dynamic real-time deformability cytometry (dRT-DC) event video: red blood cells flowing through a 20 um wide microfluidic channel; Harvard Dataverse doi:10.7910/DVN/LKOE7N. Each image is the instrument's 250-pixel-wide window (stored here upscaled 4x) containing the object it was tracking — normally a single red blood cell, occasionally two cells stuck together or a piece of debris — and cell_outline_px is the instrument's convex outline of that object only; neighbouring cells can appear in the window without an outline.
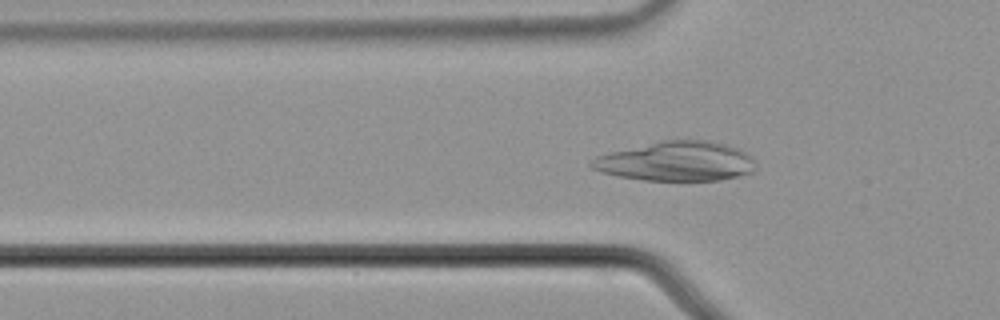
{"species": "common noctule bat (a hibernating species)", "species_latin": "Nyctalus noctula", "temperature_condition": "cold", "stored_images_in_passage": 48, "camera_frame_rate_fps": 3000, "um_per_image_px": 0.085, "animal": {"sex": "male", "body_mass_g": 21.5, "forearm_length_mm": 52.0}, "frame": {"image": 1, "passage_image": 15, "time_ms": 4.667, "image_size_px": [1000, 320], "cell_outline_px": [[756, 168], [752, 172], [720, 180], [644, 180], [616, 176], [600, 172], [592, 168], [588, 164], [596, 156], [660, 140], [708, 140], [724, 144], [736, 148], [744, 152], [752, 160]], "centroid_in_image_um": [57.44, 13.71], "position_along_channel_um": 68.4, "area_um2": 37.45}}
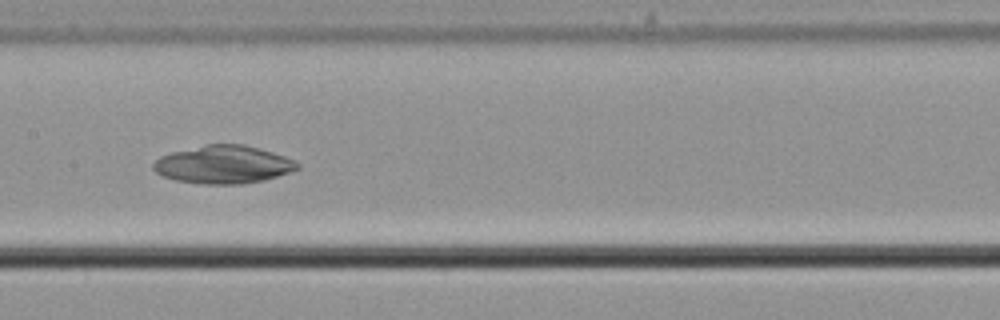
{"frame": {"image": 2, "passage_image": 25, "time_ms": 8.0, "image_size_px": [1000, 320], "cell_outline_px": [[300, 168], [264, 180], [244, 184], [204, 184], [176, 180], [164, 176], [156, 172], [152, 168], [152, 164], [160, 156], [172, 152], [204, 144], [244, 144], [272, 152], [296, 160], [300, 164]], "centroid_in_image_um": [18.99, 13.98], "position_along_channel_um": 188.4, "area_um2": 31.85}}
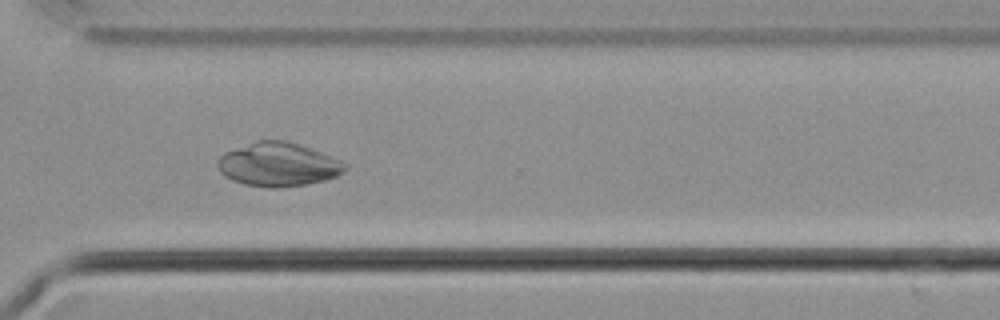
{"frame": {"image": 3, "passage_image": 38, "time_ms": 12.333, "image_size_px": [1000, 320], "cell_outline_px": [[348, 168], [336, 176], [324, 180], [308, 184], [280, 188], [268, 188], [244, 184], [232, 180], [224, 176], [220, 172], [216, 164], [220, 156], [224, 152], [256, 140], [284, 140], [320, 152], [340, 160], [348, 164]], "centroid_in_image_um": [23.61, 13.99], "position_along_channel_um": 347.0, "area_um2": 32.48}}